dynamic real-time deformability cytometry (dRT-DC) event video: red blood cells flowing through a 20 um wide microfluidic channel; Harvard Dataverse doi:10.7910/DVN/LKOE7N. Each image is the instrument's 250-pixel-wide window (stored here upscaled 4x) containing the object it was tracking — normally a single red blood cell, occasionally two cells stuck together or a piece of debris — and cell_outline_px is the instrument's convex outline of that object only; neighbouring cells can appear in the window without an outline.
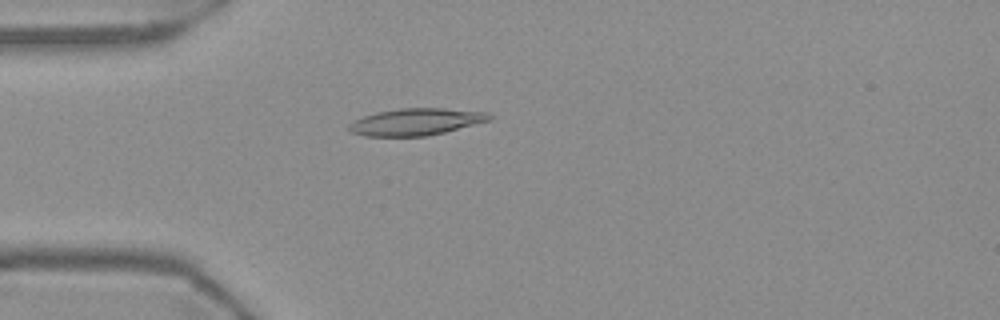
{"species": "Egyptian fruit bat (a non-hibernating species)", "species_latin": "Rousettus aegyptiacus", "temperature_condition": "warm", "stored_images_in_passage": 55, "camera_frame_rate_fps": 3000, "um_per_image_px": 0.085, "frame": {"image": 1, "passage_image": 15, "time_ms": 4.667, "image_size_px": [1000, 320], "cell_outline_px": [[496, 116], [492, 120], [444, 132], [424, 136], [364, 136], [352, 132], [348, 128], [348, 124], [364, 116], [376, 112], [400, 108], [444, 108], [488, 112]], "centroid_in_image_um": [35.42, 10.34], "position_along_channel_um": 49.6, "area_um2": 22.08}}
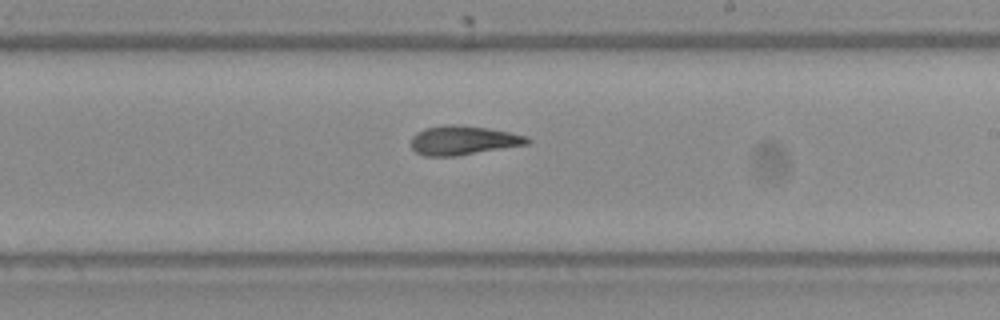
{"frame": {"image": 2, "passage_image": 32, "time_ms": 10.333, "image_size_px": [1000, 320], "cell_outline_px": [[532, 140], [528, 144], [456, 156], [424, 156], [416, 152], [412, 148], [412, 136], [416, 132], [424, 128], [444, 124], [456, 124], [488, 128], [512, 132], [528, 136]], "centroid_in_image_um": [39.38, 11.91], "position_along_channel_um": 249.6, "area_um2": 19.94}}
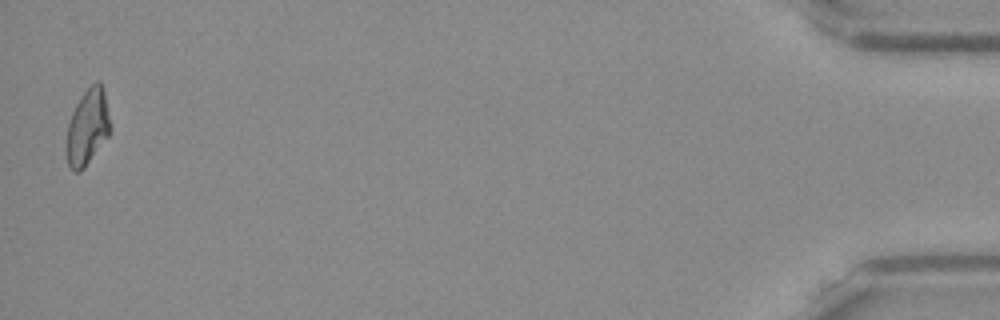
{"frame": {"image": 3, "passage_image": 54, "time_ms": 17.667, "image_size_px": [1000, 320], "cell_outline_px": [[112, 132], [84, 168], [80, 172], [72, 172], [68, 164], [64, 148], [68, 124], [72, 112], [80, 96], [96, 80], [100, 80], [104, 92], [112, 128]], "centroid_in_image_um": [7.43, 10.84], "position_along_channel_um": 427.8, "area_um2": 19.88}, "authors_computed_cell_mechanics": {"area_um2": 20.1144, "velocity_mm_per_s": 3.7092, "shape_relaxation_time_tau1_ms": null, "shape_relaxation_time_tau2_ms": 3.289, "deformation_change_tau1": null, "deformation_change_tau2": 0.1112}}